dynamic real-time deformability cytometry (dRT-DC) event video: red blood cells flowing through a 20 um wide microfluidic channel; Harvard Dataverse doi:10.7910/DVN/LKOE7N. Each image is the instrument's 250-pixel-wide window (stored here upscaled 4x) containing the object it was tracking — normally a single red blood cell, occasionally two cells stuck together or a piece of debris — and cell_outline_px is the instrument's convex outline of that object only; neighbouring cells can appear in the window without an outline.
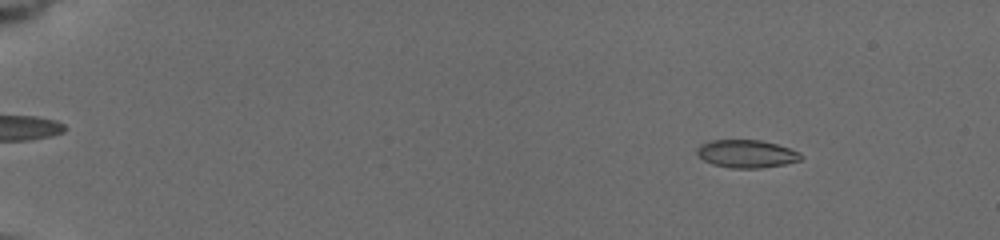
{"species": "common noctule bat (a hibernating species)", "species_latin": "Nyctalus noctula", "temperature_condition": "cold", "stored_images_in_passage": 65, "camera_frame_rate_fps": 3000, "um_per_image_px": 0.085, "animal": {"sex": "female", "body_mass_g": 19.5, "forearm_length_mm": 54.1}, "frame": {"image": 1, "passage_image": 11, "time_ms": 2.333, "image_size_px": [1000, 240], "cell_outline_px": [[804, 156], [800, 160], [784, 164], [760, 168], [732, 168], [712, 164], [704, 160], [696, 152], [696, 148], [700, 144], [712, 140], [760, 140], [776, 144], [800, 152]], "centroid_in_image_um": [63.45, 13.07], "position_along_channel_um": 21.6, "area_um2": 16.82}}
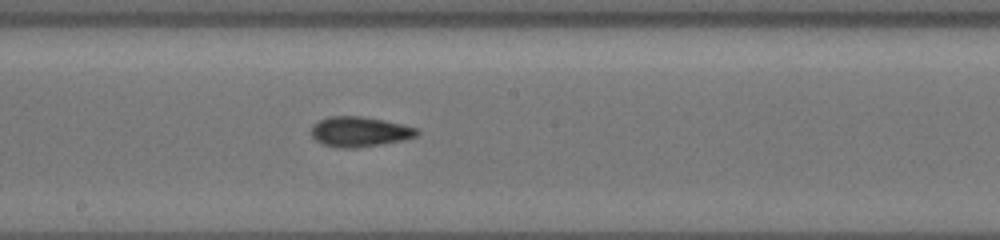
{"frame": {"image": 2, "passage_image": 40, "time_ms": 11.0, "image_size_px": [1000, 240], "cell_outline_px": [[420, 132], [416, 136], [404, 140], [356, 148], [336, 148], [324, 144], [316, 140], [308, 132], [312, 124], [328, 116], [360, 116], [400, 124], [416, 128]], "centroid_in_image_um": [30.5, 11.2], "position_along_channel_um": 217.7, "area_um2": 18.5}}
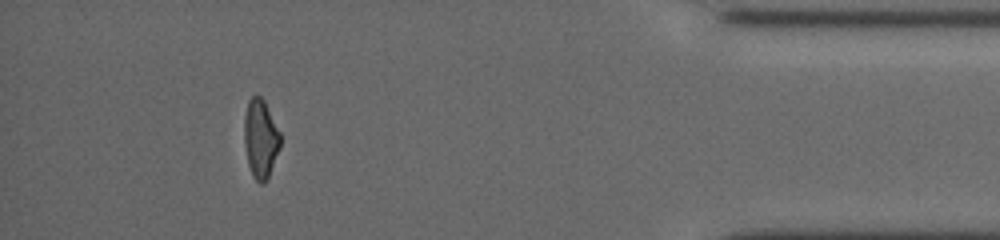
{"frame": {"image": 3, "passage_image": 64, "time_ms": 17.333, "image_size_px": [1000, 240], "cell_outline_px": [[280, 148], [268, 176], [264, 184], [260, 184], [252, 176], [248, 164], [244, 144], [244, 116], [248, 100], [252, 96], [260, 96], [264, 100], [280, 132]], "centroid_in_image_um": [22.13, 11.79], "position_along_channel_um": 413.1, "area_um2": 16.59}, "authors_computed_cell_mechanics": {"area_um2": 17.051, "velocity_mm_per_s": 3.7588, "shape_relaxation_time_tau1_ms": 3.353, "shape_relaxation_time_tau2_ms": null, "deformation_change_tau1": 0.1388, "deformation_change_tau2": null}}